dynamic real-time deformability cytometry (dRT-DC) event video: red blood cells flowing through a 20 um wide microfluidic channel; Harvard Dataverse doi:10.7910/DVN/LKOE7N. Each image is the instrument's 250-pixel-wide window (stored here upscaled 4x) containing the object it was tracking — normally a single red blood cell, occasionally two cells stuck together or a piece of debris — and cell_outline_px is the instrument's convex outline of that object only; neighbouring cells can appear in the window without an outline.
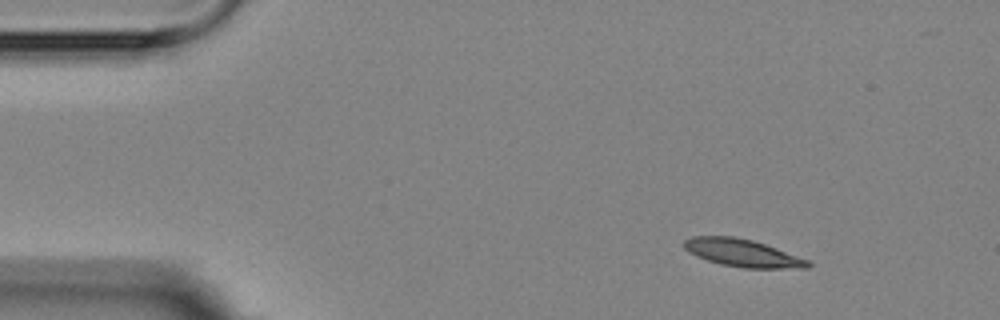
{"species": "Egyptian fruit bat (a non-hibernating species)", "species_latin": "Rousettus aegyptiacus", "temperature_condition": "room temperature", "stored_images_in_passage": 9, "camera_frame_rate_fps": 3000, "um_per_image_px": 0.085, "animal": {"sex": "female"}, "frame": {"image": 1, "passage_image": 1, "time_ms": 0.0, "image_size_px": [1000, 320], "cell_outline_px": [[812, 264], [808, 268], [744, 268], [720, 264], [696, 256], [688, 252], [684, 248], [684, 240], [692, 236], [732, 236], [752, 240], [776, 248], [808, 260]], "centroid_in_image_um": [63.09, 21.5], "position_along_channel_um": 21.9, "area_um2": 19.77}}
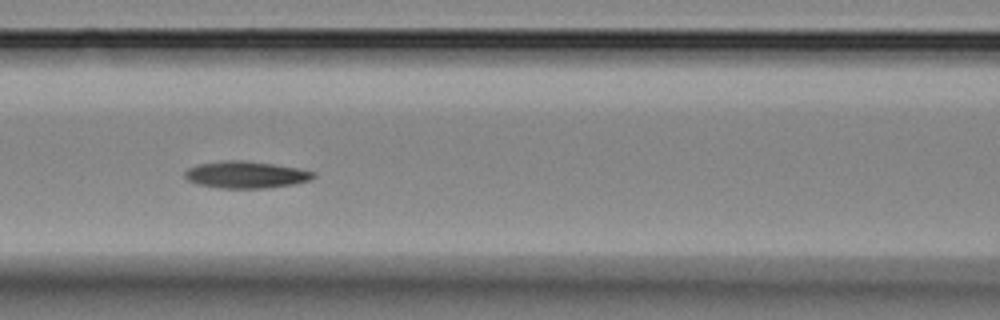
{"frame": {"image": 2, "passage_image": 6, "time_ms": 5.667, "image_size_px": [1000, 320], "cell_outline_px": [[316, 176], [308, 180], [292, 184], [264, 188], [216, 188], [196, 184], [188, 180], [184, 176], [184, 172], [188, 168], [200, 164], [228, 160], [240, 160], [272, 164], [296, 168], [316, 172]], "centroid_in_image_um": [20.86, 14.86], "position_along_channel_um": 145.7, "area_um2": 19.94}}
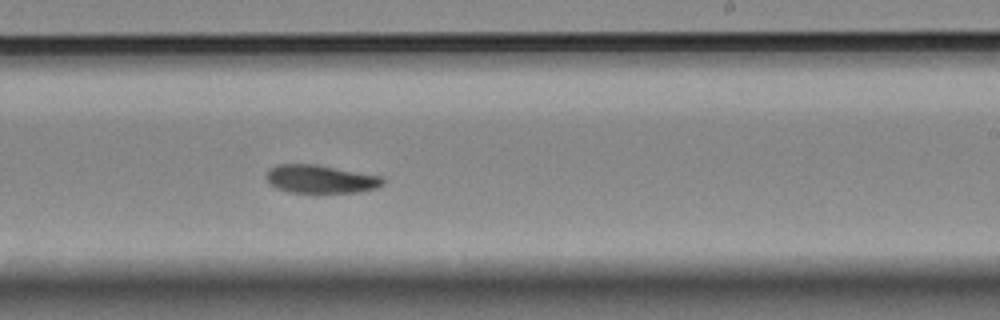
{"frame": {"image": 3, "passage_image": 9, "time_ms": 9.0, "image_size_px": [1000, 320], "cell_outline_px": [[384, 184], [376, 188], [356, 192], [288, 192], [276, 188], [268, 184], [264, 176], [272, 168], [280, 164], [316, 164], [384, 176]], "centroid_in_image_um": [27.25, 15.22], "position_along_channel_um": 261.7, "area_um2": 19.25}}